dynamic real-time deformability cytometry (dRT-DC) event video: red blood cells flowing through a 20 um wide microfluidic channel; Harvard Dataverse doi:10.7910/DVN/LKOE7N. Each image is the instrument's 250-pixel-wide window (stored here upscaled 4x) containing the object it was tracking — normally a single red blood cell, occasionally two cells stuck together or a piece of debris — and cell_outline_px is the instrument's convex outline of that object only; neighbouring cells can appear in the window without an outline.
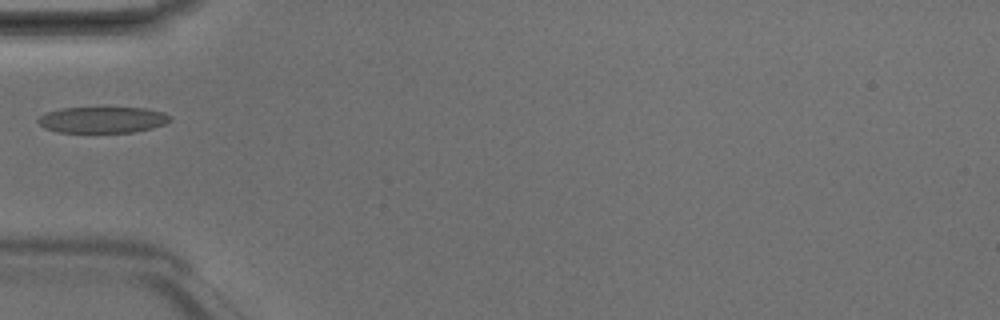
{"species": "Egyptian fruit bat (a non-hibernating species)", "species_latin": "Rousettus aegyptiacus", "temperature_condition": "room temperature", "stored_images_in_passage": 4, "camera_frame_rate_fps": 3000, "um_per_image_px": 0.085, "animal": {"sex": "male"}, "frame": {"image": 1, "passage_image": 2, "time_ms": 0.333, "image_size_px": [1000, 320], "cell_outline_px": [[172, 120], [164, 124], [152, 128], [132, 132], [56, 132], [44, 128], [36, 120], [44, 112], [60, 108], [144, 108], [164, 112], [172, 116]], "centroid_in_image_um": [8.7, 10.18], "position_along_channel_um": 76.3, "area_um2": 20.23}}
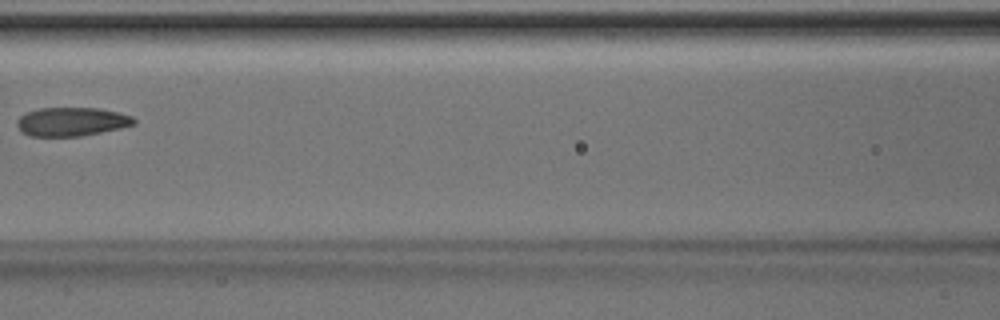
{"frame": {"image": 2, "passage_image": 4, "time_ms": 1.0, "image_size_px": [1000, 320], "cell_outline_px": [[136, 124], [120, 128], [80, 136], [32, 136], [20, 132], [16, 124], [16, 120], [20, 116], [28, 112], [40, 108], [100, 108], [132, 116], [136, 120]], "centroid_in_image_um": [6.07, 10.34], "position_along_channel_um": 160.5, "area_um2": 19.54}}